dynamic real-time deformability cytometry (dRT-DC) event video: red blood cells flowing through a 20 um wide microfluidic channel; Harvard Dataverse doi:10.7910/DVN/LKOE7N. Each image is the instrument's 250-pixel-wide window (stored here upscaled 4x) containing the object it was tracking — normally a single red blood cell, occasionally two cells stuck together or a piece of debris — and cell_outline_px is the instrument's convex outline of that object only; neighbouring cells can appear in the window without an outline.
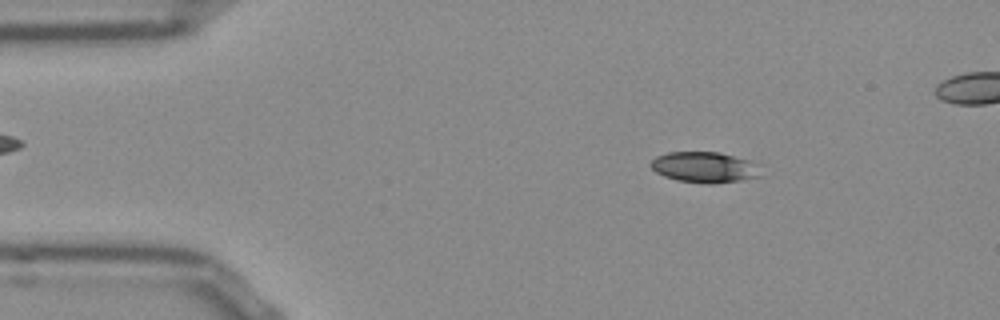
{"species": "Egyptian fruit bat (a non-hibernating species)", "species_latin": "Rousettus aegyptiacus", "temperature_condition": "room temperature", "stored_images_in_passage": 53, "segment_of_instrument_passage": [1, 2], "camera_frame_rate_fps": 3000, "um_per_image_px": 0.085, "frame": {"image": 1, "passage_image": 8, "time_ms": 2.333, "image_size_px": [1000, 320], "cell_outline_px": [[764, 176], [740, 180], [712, 184], [708, 184], [676, 180], [664, 176], [656, 172], [648, 164], [656, 156], [668, 152], [720, 152], [748, 160], [756, 164]], "centroid_in_image_um": [59.88, 14.22], "position_along_channel_um": 25.1, "area_um2": 19.83}}
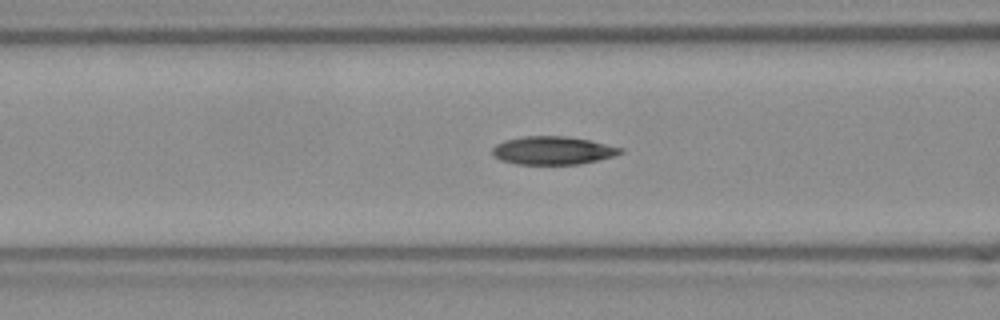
{"frame": {"image": 2, "passage_image": 20, "time_ms": 6.333, "image_size_px": [1000, 320], "cell_outline_px": [[624, 152], [612, 156], [580, 164], [516, 164], [500, 160], [492, 156], [492, 148], [496, 144], [504, 140], [524, 136], [568, 136], [588, 140], [624, 148]], "centroid_in_image_um": [46.95, 12.79], "position_along_channel_um": 119.7, "area_um2": 21.04}}
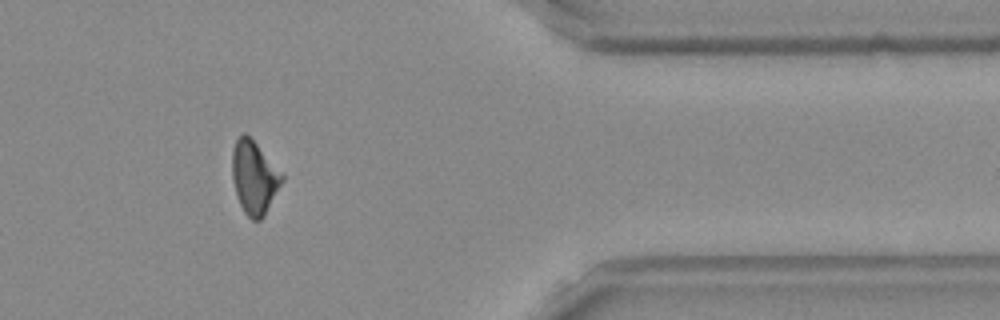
{"frame": {"image": 3, "passage_image": 43, "time_ms": 14.0, "image_size_px": [1000, 320], "cell_outline_px": [[284, 180], [264, 216], [260, 220], [252, 220], [244, 212], [236, 196], [232, 180], [232, 148], [236, 140], [244, 132], [284, 172]], "centroid_in_image_um": [21.62, 15.09], "position_along_channel_um": 389.8, "area_um2": 21.39}}